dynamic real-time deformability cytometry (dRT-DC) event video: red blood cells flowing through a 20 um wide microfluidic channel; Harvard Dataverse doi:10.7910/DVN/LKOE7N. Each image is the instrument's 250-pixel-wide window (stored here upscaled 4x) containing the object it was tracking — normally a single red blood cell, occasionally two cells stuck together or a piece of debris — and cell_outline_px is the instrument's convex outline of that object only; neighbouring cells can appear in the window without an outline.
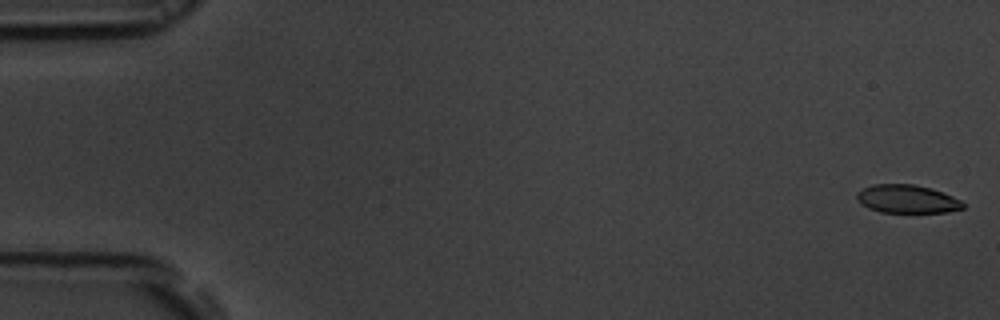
{"species": "common noctule bat (a hibernating species)", "species_latin": "Nyctalus noctula", "temperature_condition": "room temperature", "stored_images_in_passage": 56, "camera_frame_rate_fps": 3000, "um_per_image_px": 0.085, "animal": {"sex": "male", "body_mass_g": 19.5, "forearm_length_mm": 54.6}, "frame": {"image": 1, "passage_image": 1, "time_ms": 0.0, "image_size_px": [1000, 320], "cell_outline_px": [[964, 208], [948, 212], [880, 212], [868, 208], [860, 204], [856, 196], [856, 192], [872, 184], [912, 184], [932, 188], [952, 196], [960, 200], [964, 204]], "centroid_in_image_um": [77.08, 16.91], "position_along_channel_um": 7.9, "area_um2": 17.51}}
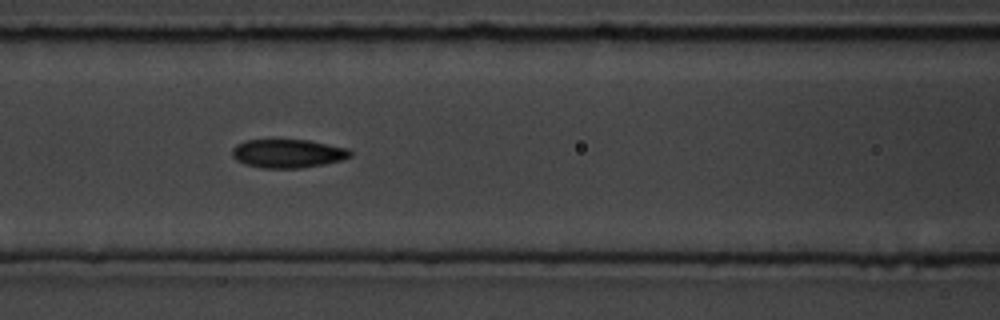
{"frame": {"image": 2, "passage_image": 24, "time_ms": 7.667, "image_size_px": [1000, 320], "cell_outline_px": [[352, 156], [344, 160], [324, 164], [300, 168], [264, 168], [244, 164], [236, 160], [232, 156], [232, 148], [236, 144], [244, 140], [308, 140], [348, 148], [352, 152]], "centroid_in_image_um": [24.47, 13.05], "position_along_channel_um": 142.1, "area_um2": 19.83}}
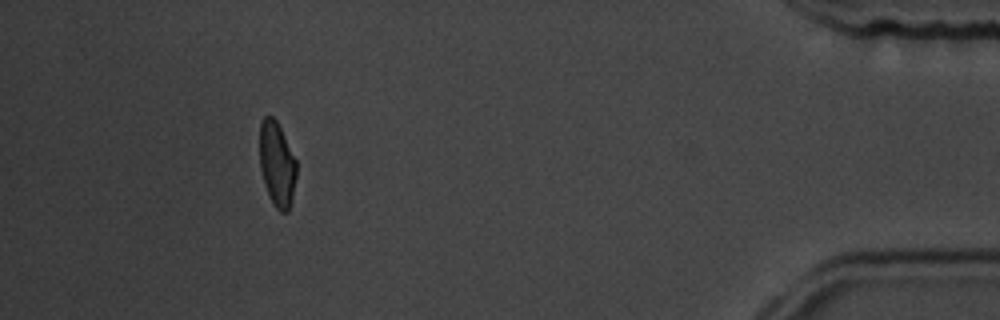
{"frame": {"image": 3, "passage_image": 51, "time_ms": 16.667, "image_size_px": [1000, 320], "cell_outline_px": [[296, 176], [292, 200], [288, 212], [280, 212], [272, 204], [268, 196], [264, 184], [260, 168], [260, 124], [264, 116], [272, 116], [276, 120], [296, 160]], "centroid_in_image_um": [23.53, 14.0], "position_along_channel_um": 411.7, "area_um2": 18.21}, "authors_computed_cell_mechanics": {"area_um2": 19.5075, "velocity_mm_per_s": 3.6614, "shape_relaxation_time_tau1_ms": 5.1031, "shape_relaxation_time_tau2_ms": 2.3455, "deformation_change_tau1": 0.1473, "deformation_change_tau2": 0.0673}}